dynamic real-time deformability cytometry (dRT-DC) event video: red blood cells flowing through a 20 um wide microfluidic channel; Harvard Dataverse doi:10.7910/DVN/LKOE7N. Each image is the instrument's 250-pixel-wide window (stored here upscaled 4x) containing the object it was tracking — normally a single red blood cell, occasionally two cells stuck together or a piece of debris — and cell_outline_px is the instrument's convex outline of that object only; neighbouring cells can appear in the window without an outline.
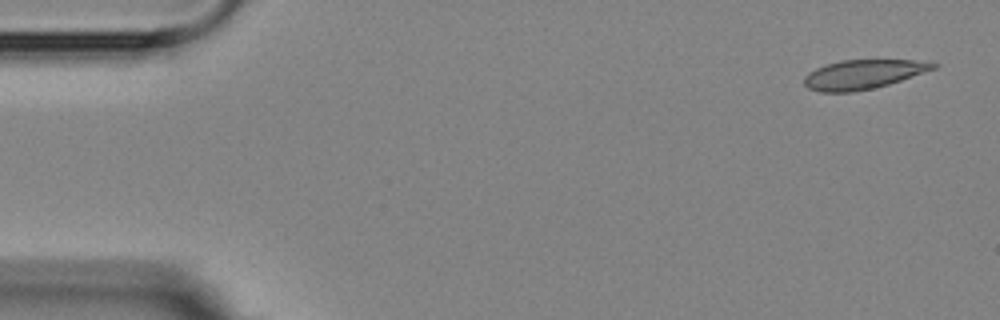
{"species": "Egyptian fruit bat (a non-hibernating species)", "species_latin": "Rousettus aegyptiacus", "temperature_condition": "room temperature", "stored_images_in_passage": 9, "camera_frame_rate_fps": 3000, "um_per_image_px": 0.085, "animal": {"sex": "female"}, "frame": {"image": 1, "passage_image": 1, "time_ms": 0.0, "image_size_px": [1000, 320], "cell_outline_px": [[940, 64], [936, 68], [888, 84], [872, 88], [852, 92], [820, 92], [808, 88], [804, 84], [804, 76], [808, 72], [816, 68], [840, 60], [932, 60]], "centroid_in_image_um": [73.39, 6.31], "position_along_channel_um": 11.6, "area_um2": 22.02}}